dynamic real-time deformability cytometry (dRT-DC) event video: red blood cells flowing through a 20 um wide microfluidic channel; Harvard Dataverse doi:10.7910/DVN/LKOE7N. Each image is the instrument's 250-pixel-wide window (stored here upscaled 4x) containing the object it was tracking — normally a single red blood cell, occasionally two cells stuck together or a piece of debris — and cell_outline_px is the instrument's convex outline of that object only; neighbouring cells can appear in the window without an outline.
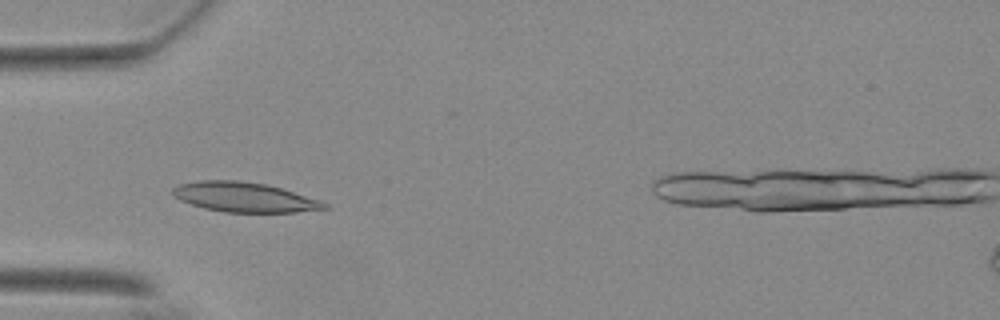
{"species": "Egyptian fruit bat (a non-hibernating species)", "species_latin": "Rousettus aegyptiacus", "temperature_condition": "warm", "stored_images_in_passage": 54, "camera_frame_rate_fps": 3000, "um_per_image_px": 0.085, "animal": {"sex": "female"}, "frame": {"image": 1, "passage_image": 15, "time_ms": 4.667, "image_size_px": [1000, 320], "cell_outline_px": [[332, 208], [296, 212], [224, 212], [204, 208], [180, 200], [172, 192], [172, 188], [180, 184], [196, 180], [236, 180], [264, 184], [280, 188], [320, 200], [328, 204]], "centroid_in_image_um": [20.78, 16.76], "position_along_channel_um": 64.2, "area_um2": 26.13}}
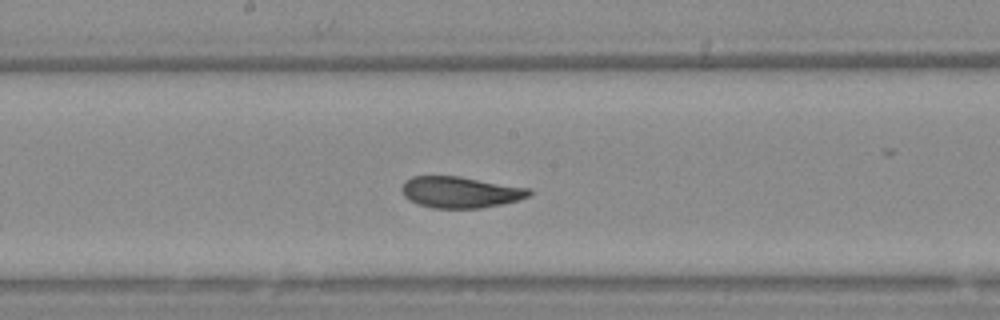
{"frame": {"image": 2, "passage_image": 27, "time_ms": 8.667, "image_size_px": [1000, 320], "cell_outline_px": [[532, 192], [528, 196], [516, 200], [500, 204], [480, 208], [432, 208], [420, 204], [404, 196], [400, 188], [404, 180], [412, 176], [460, 176], [532, 188]], "centroid_in_image_um": [39.12, 16.31], "position_along_channel_um": 209.1, "area_um2": 23.24}}
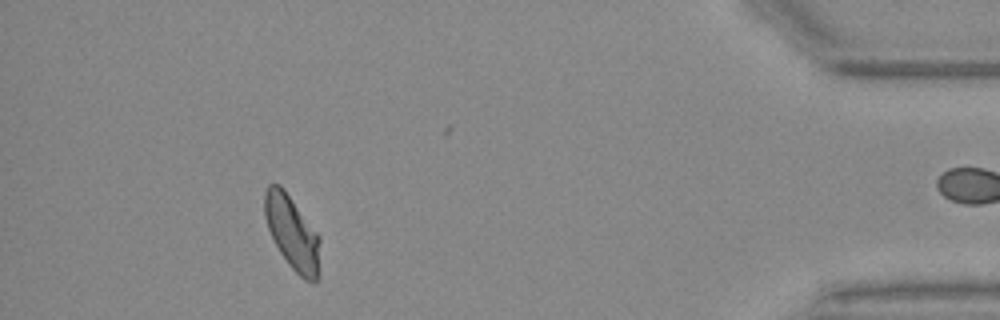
{"frame": {"image": 3, "passage_image": 48, "time_ms": 15.667, "image_size_px": [1000, 320], "cell_outline_px": [[320, 240], [316, 280], [304, 280], [288, 264], [280, 252], [268, 228], [264, 216], [264, 192], [268, 184], [280, 184], [284, 188], [320, 236]], "centroid_in_image_um": [24.8, 19.71], "position_along_channel_um": 410.4, "area_um2": 23.47}}